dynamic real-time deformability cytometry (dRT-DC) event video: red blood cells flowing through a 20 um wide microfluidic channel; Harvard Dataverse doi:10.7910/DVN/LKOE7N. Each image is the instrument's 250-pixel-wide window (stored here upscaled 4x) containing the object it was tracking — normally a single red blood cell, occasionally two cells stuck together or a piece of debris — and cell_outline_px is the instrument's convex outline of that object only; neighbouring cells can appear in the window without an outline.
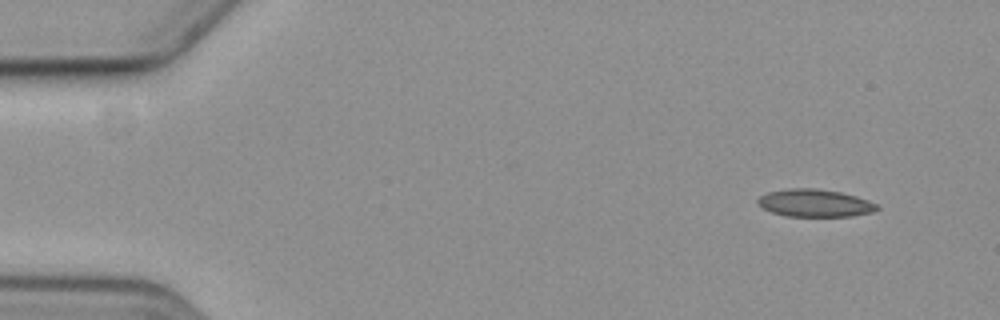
{"species": "common noctule bat (a hibernating species)", "species_latin": "Nyctalus noctula", "temperature_condition": "cold", "stored_images_in_passage": 3, "camera_frame_rate_fps": 3000, "um_per_image_px": 0.085, "animal": {"sex": "female", "body_mass_g": 19.3, "forearm_length_mm": 54.1}, "frame": {"image": 1, "passage_image": 1, "time_ms": 0.0, "image_size_px": [1000, 320], "cell_outline_px": [[880, 208], [872, 212], [852, 216], [788, 216], [772, 212], [764, 208], [756, 200], [760, 196], [768, 192], [788, 188], [816, 188], [840, 192], [856, 196], [868, 200], [876, 204]], "centroid_in_image_um": [69.27, 17.25], "position_along_channel_um": 15.7, "area_um2": 19.02}}